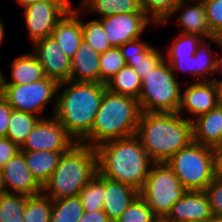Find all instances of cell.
I'll return each instance as SVG.
<instances>
[{
  "label": "cell",
  "instance_id": "1",
  "mask_svg": "<svg viewBox=\"0 0 222 222\" xmlns=\"http://www.w3.org/2000/svg\"><path fill=\"white\" fill-rule=\"evenodd\" d=\"M106 90L105 83L71 80L59 83L53 116L76 143L89 135Z\"/></svg>",
  "mask_w": 222,
  "mask_h": 222
},
{
  "label": "cell",
  "instance_id": "2",
  "mask_svg": "<svg viewBox=\"0 0 222 222\" xmlns=\"http://www.w3.org/2000/svg\"><path fill=\"white\" fill-rule=\"evenodd\" d=\"M95 149L101 176L142 189L154 161L136 135L106 141Z\"/></svg>",
  "mask_w": 222,
  "mask_h": 222
},
{
  "label": "cell",
  "instance_id": "3",
  "mask_svg": "<svg viewBox=\"0 0 222 222\" xmlns=\"http://www.w3.org/2000/svg\"><path fill=\"white\" fill-rule=\"evenodd\" d=\"M135 135L154 162H166L193 141L192 122L179 113L142 112Z\"/></svg>",
  "mask_w": 222,
  "mask_h": 222
},
{
  "label": "cell",
  "instance_id": "4",
  "mask_svg": "<svg viewBox=\"0 0 222 222\" xmlns=\"http://www.w3.org/2000/svg\"><path fill=\"white\" fill-rule=\"evenodd\" d=\"M141 113L138 99L106 90L93 127L81 143L96 148L106 141L135 135Z\"/></svg>",
  "mask_w": 222,
  "mask_h": 222
},
{
  "label": "cell",
  "instance_id": "5",
  "mask_svg": "<svg viewBox=\"0 0 222 222\" xmlns=\"http://www.w3.org/2000/svg\"><path fill=\"white\" fill-rule=\"evenodd\" d=\"M98 172L94 147L75 143L61 155L58 166L43 185V194L52 200L78 196Z\"/></svg>",
  "mask_w": 222,
  "mask_h": 222
},
{
  "label": "cell",
  "instance_id": "6",
  "mask_svg": "<svg viewBox=\"0 0 222 222\" xmlns=\"http://www.w3.org/2000/svg\"><path fill=\"white\" fill-rule=\"evenodd\" d=\"M182 81L175 76L170 65L163 59L141 79L138 99L141 111L177 113Z\"/></svg>",
  "mask_w": 222,
  "mask_h": 222
},
{
  "label": "cell",
  "instance_id": "7",
  "mask_svg": "<svg viewBox=\"0 0 222 222\" xmlns=\"http://www.w3.org/2000/svg\"><path fill=\"white\" fill-rule=\"evenodd\" d=\"M187 191H205L215 178L212 147L192 141L165 162Z\"/></svg>",
  "mask_w": 222,
  "mask_h": 222
},
{
  "label": "cell",
  "instance_id": "8",
  "mask_svg": "<svg viewBox=\"0 0 222 222\" xmlns=\"http://www.w3.org/2000/svg\"><path fill=\"white\" fill-rule=\"evenodd\" d=\"M187 190L179 178L165 162H154L139 196L151 208L154 215L162 221L173 204L182 198Z\"/></svg>",
  "mask_w": 222,
  "mask_h": 222
},
{
  "label": "cell",
  "instance_id": "9",
  "mask_svg": "<svg viewBox=\"0 0 222 222\" xmlns=\"http://www.w3.org/2000/svg\"><path fill=\"white\" fill-rule=\"evenodd\" d=\"M58 85L56 80L45 77L31 84L0 85V93L12 109L35 114L42 119L54 114ZM48 104H52L50 110ZM46 110L50 112L47 114Z\"/></svg>",
  "mask_w": 222,
  "mask_h": 222
},
{
  "label": "cell",
  "instance_id": "10",
  "mask_svg": "<svg viewBox=\"0 0 222 222\" xmlns=\"http://www.w3.org/2000/svg\"><path fill=\"white\" fill-rule=\"evenodd\" d=\"M71 0H43L22 8L23 23L30 44L51 36L56 24L72 8Z\"/></svg>",
  "mask_w": 222,
  "mask_h": 222
},
{
  "label": "cell",
  "instance_id": "11",
  "mask_svg": "<svg viewBox=\"0 0 222 222\" xmlns=\"http://www.w3.org/2000/svg\"><path fill=\"white\" fill-rule=\"evenodd\" d=\"M76 141L54 117L40 119L20 147V151L66 152Z\"/></svg>",
  "mask_w": 222,
  "mask_h": 222
},
{
  "label": "cell",
  "instance_id": "12",
  "mask_svg": "<svg viewBox=\"0 0 222 222\" xmlns=\"http://www.w3.org/2000/svg\"><path fill=\"white\" fill-rule=\"evenodd\" d=\"M217 106V89L213 81L183 82L177 113L188 121H193Z\"/></svg>",
  "mask_w": 222,
  "mask_h": 222
},
{
  "label": "cell",
  "instance_id": "13",
  "mask_svg": "<svg viewBox=\"0 0 222 222\" xmlns=\"http://www.w3.org/2000/svg\"><path fill=\"white\" fill-rule=\"evenodd\" d=\"M104 28L107 39L114 47L143 37L142 34L156 25L145 13L115 14L99 19Z\"/></svg>",
  "mask_w": 222,
  "mask_h": 222
},
{
  "label": "cell",
  "instance_id": "14",
  "mask_svg": "<svg viewBox=\"0 0 222 222\" xmlns=\"http://www.w3.org/2000/svg\"><path fill=\"white\" fill-rule=\"evenodd\" d=\"M31 47V52L40 62L46 77L58 83L70 80L71 58L65 55L52 36L36 40Z\"/></svg>",
  "mask_w": 222,
  "mask_h": 222
},
{
  "label": "cell",
  "instance_id": "15",
  "mask_svg": "<svg viewBox=\"0 0 222 222\" xmlns=\"http://www.w3.org/2000/svg\"><path fill=\"white\" fill-rule=\"evenodd\" d=\"M172 19L181 29L179 33L200 36L203 39L214 37L208 23L205 5L202 0H181L173 10L172 14L160 26H165Z\"/></svg>",
  "mask_w": 222,
  "mask_h": 222
},
{
  "label": "cell",
  "instance_id": "16",
  "mask_svg": "<svg viewBox=\"0 0 222 222\" xmlns=\"http://www.w3.org/2000/svg\"><path fill=\"white\" fill-rule=\"evenodd\" d=\"M0 171L5 192L25 196L42 194L43 186L28 169L24 154L21 151L9 159Z\"/></svg>",
  "mask_w": 222,
  "mask_h": 222
},
{
  "label": "cell",
  "instance_id": "17",
  "mask_svg": "<svg viewBox=\"0 0 222 222\" xmlns=\"http://www.w3.org/2000/svg\"><path fill=\"white\" fill-rule=\"evenodd\" d=\"M185 220L202 222L215 220L205 191H187L182 198L173 204L171 210L161 222Z\"/></svg>",
  "mask_w": 222,
  "mask_h": 222
},
{
  "label": "cell",
  "instance_id": "18",
  "mask_svg": "<svg viewBox=\"0 0 222 222\" xmlns=\"http://www.w3.org/2000/svg\"><path fill=\"white\" fill-rule=\"evenodd\" d=\"M11 78H7L1 68L0 85H22L40 81L46 76L37 57L30 51L15 57L11 64Z\"/></svg>",
  "mask_w": 222,
  "mask_h": 222
},
{
  "label": "cell",
  "instance_id": "19",
  "mask_svg": "<svg viewBox=\"0 0 222 222\" xmlns=\"http://www.w3.org/2000/svg\"><path fill=\"white\" fill-rule=\"evenodd\" d=\"M138 195L134 187L105 177L103 211L115 222Z\"/></svg>",
  "mask_w": 222,
  "mask_h": 222
},
{
  "label": "cell",
  "instance_id": "20",
  "mask_svg": "<svg viewBox=\"0 0 222 222\" xmlns=\"http://www.w3.org/2000/svg\"><path fill=\"white\" fill-rule=\"evenodd\" d=\"M99 59L100 54L82 40L71 58L70 80L100 83Z\"/></svg>",
  "mask_w": 222,
  "mask_h": 222
},
{
  "label": "cell",
  "instance_id": "21",
  "mask_svg": "<svg viewBox=\"0 0 222 222\" xmlns=\"http://www.w3.org/2000/svg\"><path fill=\"white\" fill-rule=\"evenodd\" d=\"M51 36L58 42L65 55L72 58L83 40L80 17L70 9L56 24Z\"/></svg>",
  "mask_w": 222,
  "mask_h": 222
},
{
  "label": "cell",
  "instance_id": "22",
  "mask_svg": "<svg viewBox=\"0 0 222 222\" xmlns=\"http://www.w3.org/2000/svg\"><path fill=\"white\" fill-rule=\"evenodd\" d=\"M192 122L193 141L209 147H220V132L222 128V108L217 106Z\"/></svg>",
  "mask_w": 222,
  "mask_h": 222
},
{
  "label": "cell",
  "instance_id": "23",
  "mask_svg": "<svg viewBox=\"0 0 222 222\" xmlns=\"http://www.w3.org/2000/svg\"><path fill=\"white\" fill-rule=\"evenodd\" d=\"M78 6L88 17L96 15L97 19L115 14L144 13L141 0H81Z\"/></svg>",
  "mask_w": 222,
  "mask_h": 222
},
{
  "label": "cell",
  "instance_id": "24",
  "mask_svg": "<svg viewBox=\"0 0 222 222\" xmlns=\"http://www.w3.org/2000/svg\"><path fill=\"white\" fill-rule=\"evenodd\" d=\"M21 152L24 154V159L28 165V169L42 186L56 170L61 155L64 153L45 150Z\"/></svg>",
  "mask_w": 222,
  "mask_h": 222
},
{
  "label": "cell",
  "instance_id": "25",
  "mask_svg": "<svg viewBox=\"0 0 222 222\" xmlns=\"http://www.w3.org/2000/svg\"><path fill=\"white\" fill-rule=\"evenodd\" d=\"M221 37L203 39L195 52L196 81H213L216 69L217 50L212 47L218 46Z\"/></svg>",
  "mask_w": 222,
  "mask_h": 222
},
{
  "label": "cell",
  "instance_id": "26",
  "mask_svg": "<svg viewBox=\"0 0 222 222\" xmlns=\"http://www.w3.org/2000/svg\"><path fill=\"white\" fill-rule=\"evenodd\" d=\"M71 9L81 19L82 39L87 42L96 53L101 54L107 49L113 47L107 39L104 28L99 19L92 18L88 21L87 18L84 17L86 13L78 5L77 7L72 5Z\"/></svg>",
  "mask_w": 222,
  "mask_h": 222
},
{
  "label": "cell",
  "instance_id": "27",
  "mask_svg": "<svg viewBox=\"0 0 222 222\" xmlns=\"http://www.w3.org/2000/svg\"><path fill=\"white\" fill-rule=\"evenodd\" d=\"M106 88L114 94H121L139 99L141 78L133 67L125 65L106 83Z\"/></svg>",
  "mask_w": 222,
  "mask_h": 222
},
{
  "label": "cell",
  "instance_id": "28",
  "mask_svg": "<svg viewBox=\"0 0 222 222\" xmlns=\"http://www.w3.org/2000/svg\"><path fill=\"white\" fill-rule=\"evenodd\" d=\"M40 119L35 114L12 109L6 137L21 147Z\"/></svg>",
  "mask_w": 222,
  "mask_h": 222
},
{
  "label": "cell",
  "instance_id": "29",
  "mask_svg": "<svg viewBox=\"0 0 222 222\" xmlns=\"http://www.w3.org/2000/svg\"><path fill=\"white\" fill-rule=\"evenodd\" d=\"M104 195L105 177L97 172L78 194L84 212L90 213L97 210H103Z\"/></svg>",
  "mask_w": 222,
  "mask_h": 222
},
{
  "label": "cell",
  "instance_id": "30",
  "mask_svg": "<svg viewBox=\"0 0 222 222\" xmlns=\"http://www.w3.org/2000/svg\"><path fill=\"white\" fill-rule=\"evenodd\" d=\"M84 213L78 196L52 200L50 222H79Z\"/></svg>",
  "mask_w": 222,
  "mask_h": 222
},
{
  "label": "cell",
  "instance_id": "31",
  "mask_svg": "<svg viewBox=\"0 0 222 222\" xmlns=\"http://www.w3.org/2000/svg\"><path fill=\"white\" fill-rule=\"evenodd\" d=\"M52 199L43 193L28 196L23 210V222H50Z\"/></svg>",
  "mask_w": 222,
  "mask_h": 222
},
{
  "label": "cell",
  "instance_id": "32",
  "mask_svg": "<svg viewBox=\"0 0 222 222\" xmlns=\"http://www.w3.org/2000/svg\"><path fill=\"white\" fill-rule=\"evenodd\" d=\"M178 34V35H177ZM173 37L174 39L168 45L163 48L164 58H185L191 57L195 54L197 46L203 40L200 36L177 33Z\"/></svg>",
  "mask_w": 222,
  "mask_h": 222
},
{
  "label": "cell",
  "instance_id": "33",
  "mask_svg": "<svg viewBox=\"0 0 222 222\" xmlns=\"http://www.w3.org/2000/svg\"><path fill=\"white\" fill-rule=\"evenodd\" d=\"M28 196L4 192L0 195V222H23V210Z\"/></svg>",
  "mask_w": 222,
  "mask_h": 222
},
{
  "label": "cell",
  "instance_id": "34",
  "mask_svg": "<svg viewBox=\"0 0 222 222\" xmlns=\"http://www.w3.org/2000/svg\"><path fill=\"white\" fill-rule=\"evenodd\" d=\"M126 65L119 47H111L100 54V83H106Z\"/></svg>",
  "mask_w": 222,
  "mask_h": 222
},
{
  "label": "cell",
  "instance_id": "35",
  "mask_svg": "<svg viewBox=\"0 0 222 222\" xmlns=\"http://www.w3.org/2000/svg\"><path fill=\"white\" fill-rule=\"evenodd\" d=\"M181 0H141L147 17L157 26L163 24Z\"/></svg>",
  "mask_w": 222,
  "mask_h": 222
},
{
  "label": "cell",
  "instance_id": "36",
  "mask_svg": "<svg viewBox=\"0 0 222 222\" xmlns=\"http://www.w3.org/2000/svg\"><path fill=\"white\" fill-rule=\"evenodd\" d=\"M152 45V46H151ZM162 50V51H161ZM162 49L156 48L151 43L136 59H129L126 65L133 67L134 71L142 79L150 69L157 66L163 59L164 53Z\"/></svg>",
  "mask_w": 222,
  "mask_h": 222
},
{
  "label": "cell",
  "instance_id": "37",
  "mask_svg": "<svg viewBox=\"0 0 222 222\" xmlns=\"http://www.w3.org/2000/svg\"><path fill=\"white\" fill-rule=\"evenodd\" d=\"M115 222H161L138 195Z\"/></svg>",
  "mask_w": 222,
  "mask_h": 222
},
{
  "label": "cell",
  "instance_id": "38",
  "mask_svg": "<svg viewBox=\"0 0 222 222\" xmlns=\"http://www.w3.org/2000/svg\"><path fill=\"white\" fill-rule=\"evenodd\" d=\"M211 33L222 38V0H202Z\"/></svg>",
  "mask_w": 222,
  "mask_h": 222
},
{
  "label": "cell",
  "instance_id": "39",
  "mask_svg": "<svg viewBox=\"0 0 222 222\" xmlns=\"http://www.w3.org/2000/svg\"><path fill=\"white\" fill-rule=\"evenodd\" d=\"M205 192L208 196L214 219L222 221V180L215 177L206 187Z\"/></svg>",
  "mask_w": 222,
  "mask_h": 222
},
{
  "label": "cell",
  "instance_id": "40",
  "mask_svg": "<svg viewBox=\"0 0 222 222\" xmlns=\"http://www.w3.org/2000/svg\"><path fill=\"white\" fill-rule=\"evenodd\" d=\"M166 62L170 65L171 70L177 78L180 79L179 73H185L189 75L191 79L188 82L196 81V64L195 55L185 58H164Z\"/></svg>",
  "mask_w": 222,
  "mask_h": 222
},
{
  "label": "cell",
  "instance_id": "41",
  "mask_svg": "<svg viewBox=\"0 0 222 222\" xmlns=\"http://www.w3.org/2000/svg\"><path fill=\"white\" fill-rule=\"evenodd\" d=\"M150 41H146L144 37L129 41L120 46L121 54L127 63L129 59H136L150 45Z\"/></svg>",
  "mask_w": 222,
  "mask_h": 222
},
{
  "label": "cell",
  "instance_id": "42",
  "mask_svg": "<svg viewBox=\"0 0 222 222\" xmlns=\"http://www.w3.org/2000/svg\"><path fill=\"white\" fill-rule=\"evenodd\" d=\"M20 151V147L11 139L0 138V169L12 157Z\"/></svg>",
  "mask_w": 222,
  "mask_h": 222
},
{
  "label": "cell",
  "instance_id": "43",
  "mask_svg": "<svg viewBox=\"0 0 222 222\" xmlns=\"http://www.w3.org/2000/svg\"><path fill=\"white\" fill-rule=\"evenodd\" d=\"M12 108L7 103L4 96L0 93V138H4L7 135L8 123L10 122V116Z\"/></svg>",
  "mask_w": 222,
  "mask_h": 222
},
{
  "label": "cell",
  "instance_id": "44",
  "mask_svg": "<svg viewBox=\"0 0 222 222\" xmlns=\"http://www.w3.org/2000/svg\"><path fill=\"white\" fill-rule=\"evenodd\" d=\"M79 222H112L103 210L84 212Z\"/></svg>",
  "mask_w": 222,
  "mask_h": 222
},
{
  "label": "cell",
  "instance_id": "45",
  "mask_svg": "<svg viewBox=\"0 0 222 222\" xmlns=\"http://www.w3.org/2000/svg\"><path fill=\"white\" fill-rule=\"evenodd\" d=\"M218 49L221 50L219 53V50L217 51V57H216V69H215V76L213 79V82L215 84H222V77L218 78L217 74L219 73L222 76V38L218 40Z\"/></svg>",
  "mask_w": 222,
  "mask_h": 222
},
{
  "label": "cell",
  "instance_id": "46",
  "mask_svg": "<svg viewBox=\"0 0 222 222\" xmlns=\"http://www.w3.org/2000/svg\"><path fill=\"white\" fill-rule=\"evenodd\" d=\"M215 177L222 180V147L214 148Z\"/></svg>",
  "mask_w": 222,
  "mask_h": 222
},
{
  "label": "cell",
  "instance_id": "47",
  "mask_svg": "<svg viewBox=\"0 0 222 222\" xmlns=\"http://www.w3.org/2000/svg\"><path fill=\"white\" fill-rule=\"evenodd\" d=\"M217 89V105L222 108V84H215Z\"/></svg>",
  "mask_w": 222,
  "mask_h": 222
},
{
  "label": "cell",
  "instance_id": "48",
  "mask_svg": "<svg viewBox=\"0 0 222 222\" xmlns=\"http://www.w3.org/2000/svg\"><path fill=\"white\" fill-rule=\"evenodd\" d=\"M14 1L18 4V6H20L21 8H24L29 4H32L38 1H43V0H14Z\"/></svg>",
  "mask_w": 222,
  "mask_h": 222
},
{
  "label": "cell",
  "instance_id": "49",
  "mask_svg": "<svg viewBox=\"0 0 222 222\" xmlns=\"http://www.w3.org/2000/svg\"><path fill=\"white\" fill-rule=\"evenodd\" d=\"M3 17L0 16V45L2 43V41H4V36H5V32H6V28H5V22L2 19Z\"/></svg>",
  "mask_w": 222,
  "mask_h": 222
},
{
  "label": "cell",
  "instance_id": "50",
  "mask_svg": "<svg viewBox=\"0 0 222 222\" xmlns=\"http://www.w3.org/2000/svg\"><path fill=\"white\" fill-rule=\"evenodd\" d=\"M5 192L3 183H2V173L0 171V195Z\"/></svg>",
  "mask_w": 222,
  "mask_h": 222
},
{
  "label": "cell",
  "instance_id": "51",
  "mask_svg": "<svg viewBox=\"0 0 222 222\" xmlns=\"http://www.w3.org/2000/svg\"><path fill=\"white\" fill-rule=\"evenodd\" d=\"M220 147H222V128H221V132H220Z\"/></svg>",
  "mask_w": 222,
  "mask_h": 222
},
{
  "label": "cell",
  "instance_id": "52",
  "mask_svg": "<svg viewBox=\"0 0 222 222\" xmlns=\"http://www.w3.org/2000/svg\"><path fill=\"white\" fill-rule=\"evenodd\" d=\"M179 222H202V221H188V220H185V221H179Z\"/></svg>",
  "mask_w": 222,
  "mask_h": 222
},
{
  "label": "cell",
  "instance_id": "53",
  "mask_svg": "<svg viewBox=\"0 0 222 222\" xmlns=\"http://www.w3.org/2000/svg\"><path fill=\"white\" fill-rule=\"evenodd\" d=\"M0 84H1V66H0Z\"/></svg>",
  "mask_w": 222,
  "mask_h": 222
}]
</instances>
